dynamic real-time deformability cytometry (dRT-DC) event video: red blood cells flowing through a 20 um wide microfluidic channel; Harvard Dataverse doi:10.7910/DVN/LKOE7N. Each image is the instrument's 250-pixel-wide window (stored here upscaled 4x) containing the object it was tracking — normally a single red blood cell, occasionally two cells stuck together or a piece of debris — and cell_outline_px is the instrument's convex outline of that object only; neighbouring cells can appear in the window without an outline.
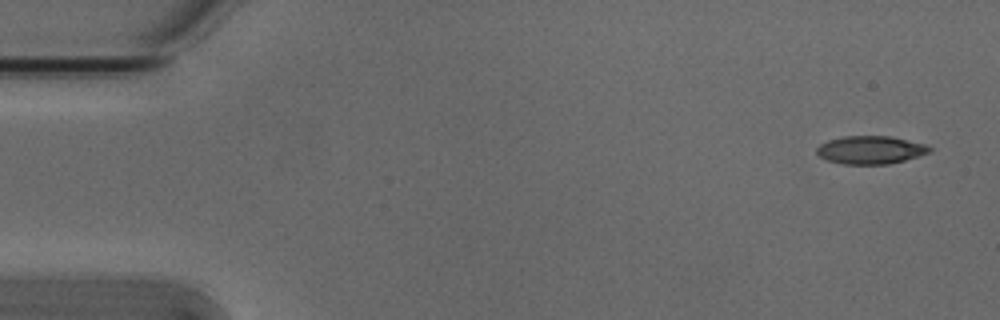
{"species": "Egyptian fruit bat (a non-hibernating species)", "species_latin": "Rousettus aegyptiacus", "temperature_condition": "cold", "stored_images_in_passage": 5, "camera_frame_rate_fps": 3000, "um_per_image_px": 0.085, "animal": {"sex": "male"}, "frame": {"image": 1, "passage_image": 1, "time_ms": 0.0, "image_size_px": [1000, 320], "cell_outline_px": [[932, 148], [928, 152], [904, 160], [888, 164], [844, 164], [828, 160], [820, 156], [816, 152], [816, 148], [820, 144], [828, 140], [844, 136], [892, 136], [924, 144]], "centroid_in_image_um": [73.96, 12.73], "position_along_channel_um": 11.0, "area_um2": 18.21}}
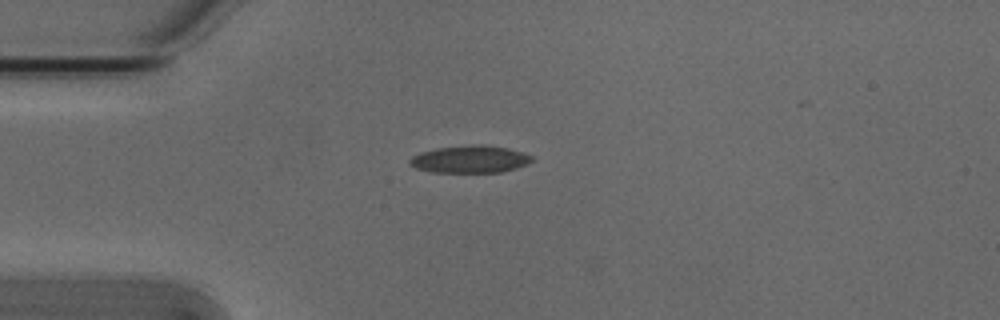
{"frame": {"image": 2, "passage_image": 4, "time_ms": 1.0, "image_size_px": [1000, 320], "cell_outline_px": [[536, 160], [528, 164], [516, 168], [500, 172], [432, 172], [416, 168], [408, 164], [408, 160], [412, 156], [420, 152], [436, 148], [472, 144], [480, 144], [508, 148], [524, 152], [532, 156]], "centroid_in_image_um": [39.97, 13.53], "position_along_channel_um": 45.0, "area_um2": 19.71}}